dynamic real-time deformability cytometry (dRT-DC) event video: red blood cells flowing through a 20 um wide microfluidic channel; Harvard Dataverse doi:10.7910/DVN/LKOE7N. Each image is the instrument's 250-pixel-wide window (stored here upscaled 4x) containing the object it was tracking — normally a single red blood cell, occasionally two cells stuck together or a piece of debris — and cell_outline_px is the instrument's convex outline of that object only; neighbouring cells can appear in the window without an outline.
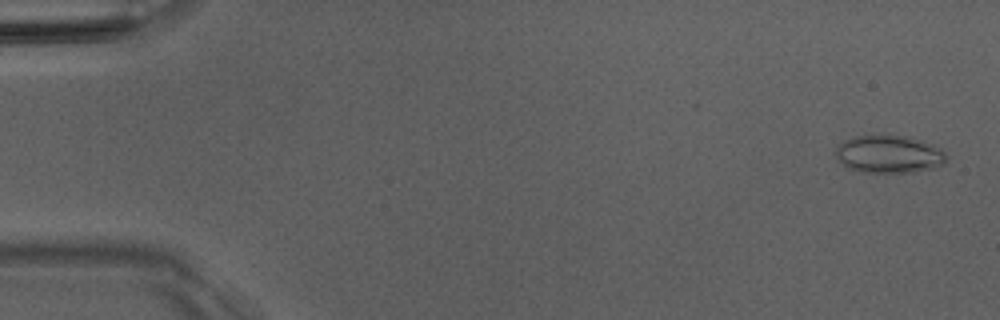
{"species": "Egyptian fruit bat (a non-hibernating species)", "species_latin": "Rousettus aegyptiacus", "temperature_condition": "room temperature", "stored_images_in_passage": 4, "camera_frame_rate_fps": 3000, "um_per_image_px": 0.085, "animal": {"sex": "male"}, "frame": {"image": 1, "passage_image": 1, "time_ms": 0.0, "image_size_px": [1000, 320], "cell_outline_px": [[948, 156], [944, 164], [936, 168], [912, 172], [860, 172], [848, 168], [836, 160], [836, 148], [844, 140], [856, 136], [908, 136], [932, 144], [940, 148]], "centroid_in_image_um": [75.58, 13.12], "position_along_channel_um": 9.4, "area_um2": 24.39}}